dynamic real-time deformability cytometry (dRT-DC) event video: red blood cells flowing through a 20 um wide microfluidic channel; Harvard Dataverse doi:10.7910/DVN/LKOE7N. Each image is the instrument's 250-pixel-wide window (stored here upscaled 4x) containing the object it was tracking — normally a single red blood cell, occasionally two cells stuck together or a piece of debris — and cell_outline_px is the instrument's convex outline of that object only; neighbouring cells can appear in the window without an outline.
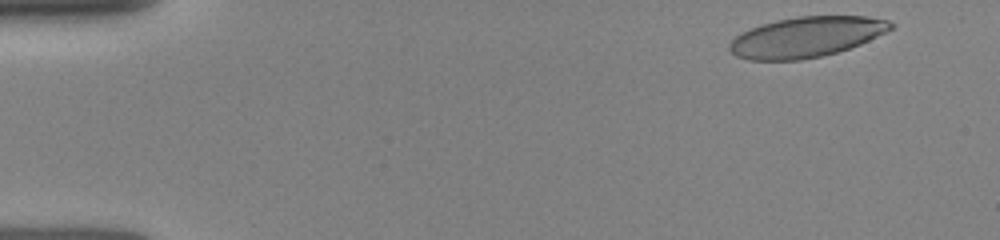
{"species": "human", "species_latin": "Homo sapiens", "temperature_condition": "room temperature", "stored_images_in_passage": 16, "camera_frame_rate_fps": 3000, "um_per_image_px": 0.085, "donor": {"sex": "female"}, "frame": {"image": 1, "passage_image": 1, "time_ms": 0.0, "image_size_px": [1000, 240], "cell_outline_px": [[896, 24], [888, 32], [860, 44], [836, 52], [820, 56], [800, 60], [748, 60], [736, 56], [728, 48], [728, 44], [740, 32], [776, 20], [796, 16], [864, 16], [888, 20]], "centroid_in_image_um": [68.54, 3.14], "position_along_channel_um": 16.5, "area_um2": 37.92}}
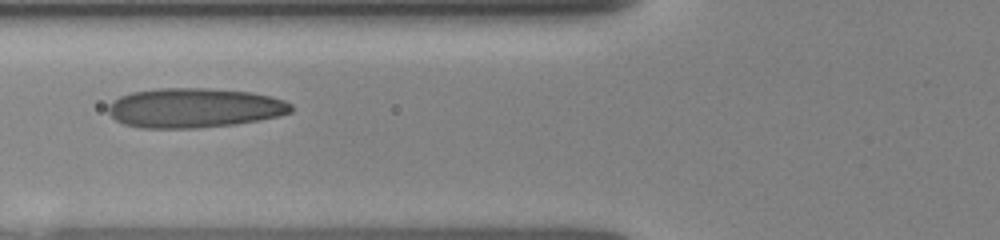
{"frame": {"image": 2, "passage_image": 12, "time_ms": 5.0, "image_size_px": [1000, 240], "cell_outline_px": [[292, 112], [280, 116], [260, 120], [236, 124], [196, 128], [140, 128], [124, 124], [116, 120], [108, 112], [108, 104], [112, 100], [120, 96], [132, 92], [160, 88], [208, 88], [248, 92], [268, 96], [284, 100], [292, 104]], "centroid_in_image_um": [16.5, 9.18], "position_along_channel_um": 109.3, "area_um2": 42.31}}
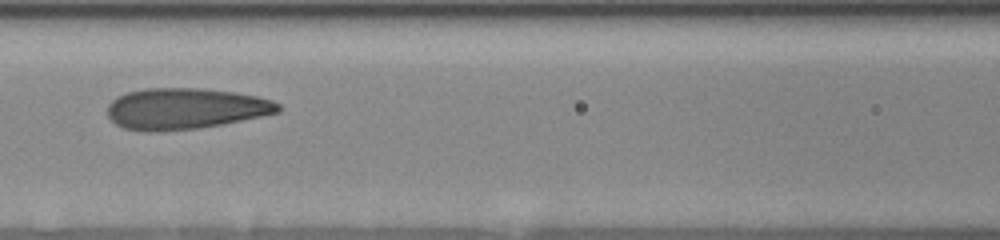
{"frame": {"image": 3, "passage_image": 14, "time_ms": 6.0, "image_size_px": [1000, 240], "cell_outline_px": [[280, 112], [224, 124], [196, 128], [156, 132], [144, 132], [124, 128], [116, 124], [108, 116], [108, 104], [116, 96], [128, 92], [144, 88], [200, 88], [232, 92], [256, 96], [272, 100], [280, 104]], "centroid_in_image_um": [15.72, 9.24], "position_along_channel_um": 150.9, "area_um2": 40.98}}